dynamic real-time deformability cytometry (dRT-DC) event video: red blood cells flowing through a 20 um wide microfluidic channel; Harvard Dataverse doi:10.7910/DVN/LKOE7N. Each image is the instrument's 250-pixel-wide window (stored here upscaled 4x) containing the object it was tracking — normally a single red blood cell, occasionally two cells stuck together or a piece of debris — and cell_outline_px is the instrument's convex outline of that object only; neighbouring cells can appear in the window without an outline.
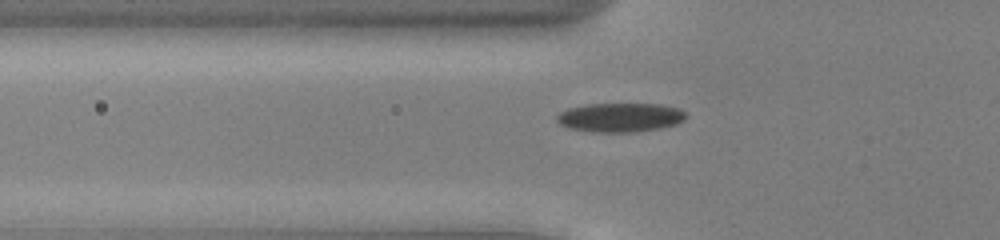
{"species": "common noctule bat (a hibernating species)", "species_latin": "Nyctalus noctula", "temperature_condition": "cold", "stored_images_in_passage": 44, "camera_frame_rate_fps": 3000, "um_per_image_px": 0.085, "animal": {"sex": "male", "body_mass_g": 13.0, "forearm_length_mm": 53.1}, "frame": {"image": 1, "passage_image": 10, "time_ms": 3.0, "image_size_px": [1000, 240], "cell_outline_px": [[688, 116], [684, 120], [676, 124], [660, 128], [636, 132], [592, 132], [572, 128], [560, 124], [556, 120], [556, 116], [560, 112], [568, 108], [588, 104], [660, 104], [680, 108]], "centroid_in_image_um": [52.74, 9.98], "position_along_channel_um": 73.1, "area_um2": 21.91}}
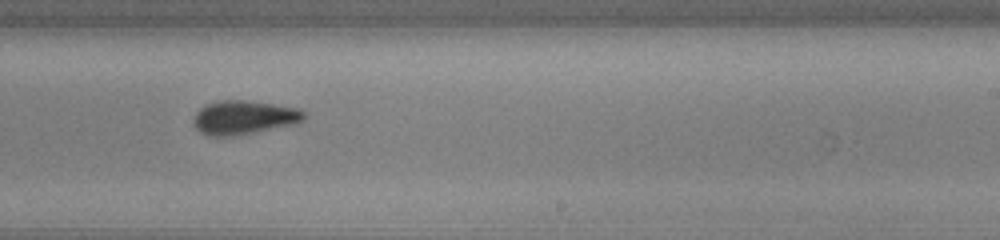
{"frame": {"image": 2, "passage_image": 25, "time_ms": 8.0, "image_size_px": [1000, 240], "cell_outline_px": [[304, 120], [296, 124], [256, 132], [232, 136], [208, 136], [200, 132], [192, 124], [192, 120], [196, 112], [204, 104], [216, 100], [248, 100], [300, 108], [304, 112]], "centroid_in_image_um": [20.7, 9.98], "position_along_channel_um": 268.3, "area_um2": 22.2}}
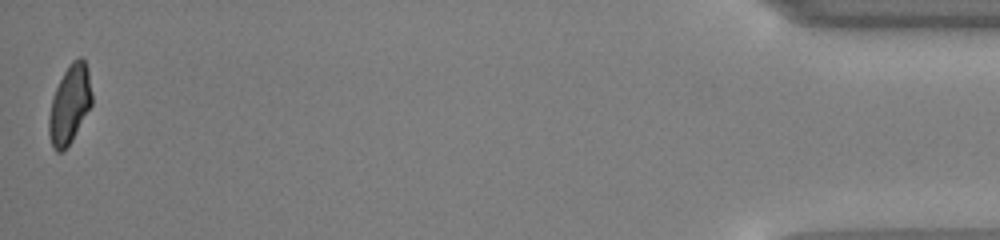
{"frame": {"image": 3, "passage_image": 44, "time_ms": 14.333, "image_size_px": [1000, 240], "cell_outline_px": [[92, 104], [72, 140], [64, 152], [56, 152], [52, 148], [48, 132], [48, 120], [52, 96], [68, 64], [72, 60], [80, 56], [84, 60], [88, 68], [92, 92]], "centroid_in_image_um": [5.91, 8.88], "position_along_channel_um": 429.3, "area_um2": 19.88}, "authors_computed_cell_mechanics": {"area_um2": 21.0103, "velocity_mm_per_s": 3.919, "shape_relaxation_time_tau1_ms": 3.0188, "shape_relaxation_time_tau2_ms": 2.7756, "deformation_change_tau1": 0.1075, "deformation_change_tau2": 0.0776}}